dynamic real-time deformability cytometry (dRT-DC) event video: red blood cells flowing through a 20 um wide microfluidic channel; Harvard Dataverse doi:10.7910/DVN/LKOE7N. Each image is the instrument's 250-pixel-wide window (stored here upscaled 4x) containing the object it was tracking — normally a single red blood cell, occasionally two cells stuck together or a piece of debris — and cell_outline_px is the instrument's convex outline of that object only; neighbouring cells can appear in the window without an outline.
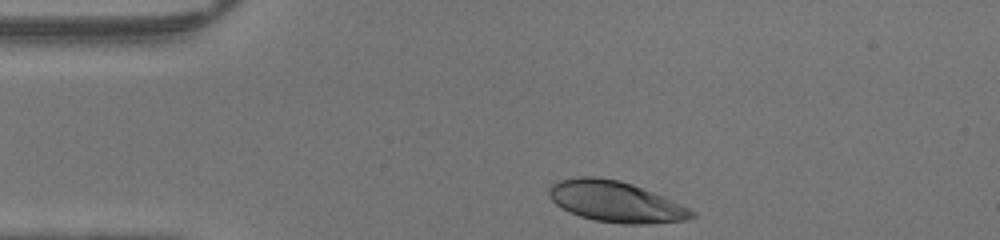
{"species": "human", "species_latin": "Homo sapiens", "temperature_condition": "warm", "stored_images_in_passage": 29, "camera_frame_rate_fps": 3000, "um_per_image_px": 0.085, "donor": {"sex": "male"}, "frame": {"image": 1, "passage_image": 1, "time_ms": 0.0, "image_size_px": [1000, 240], "cell_outline_px": [[696, 216], [688, 220], [644, 224], [624, 224], [596, 220], [580, 216], [556, 204], [548, 196], [548, 188], [556, 180], [576, 176], [596, 176], [620, 180], [632, 184], [664, 196], [696, 212]], "centroid_in_image_um": [52.32, 17.12], "position_along_channel_um": 32.7, "area_um2": 34.1}}
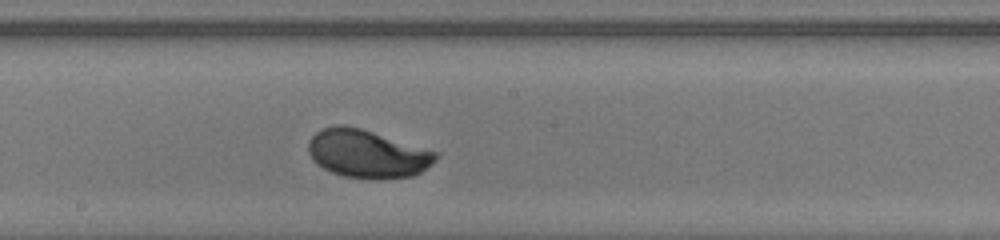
{"frame": {"image": 2, "passage_image": 17, "time_ms": 5.333, "image_size_px": [1000, 240], "cell_outline_px": [[440, 156], [432, 164], [416, 176], [376, 180], [344, 176], [332, 172], [316, 164], [312, 160], [308, 152], [308, 140], [316, 132], [324, 128], [340, 124], [344, 124], [360, 128], [440, 152]], "centroid_in_image_um": [31.25, 13.08], "position_along_channel_um": 216.9, "area_um2": 36.18}}
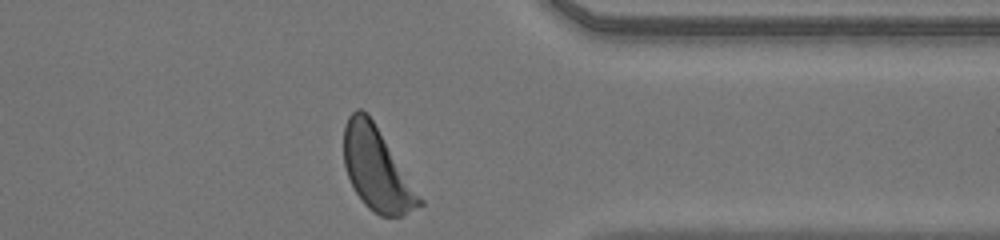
{"frame": {"image": 3, "passage_image": 29, "time_ms": 9.333, "image_size_px": [1000, 240], "cell_outline_px": [[424, 204], [404, 216], [380, 216], [372, 212], [364, 204], [356, 192], [348, 176], [344, 164], [344, 124], [348, 116], [356, 108], [360, 108], [372, 120], [424, 200]], "centroid_in_image_um": [32.03, 14.41], "position_along_channel_um": 379.4, "area_um2": 36.13}}